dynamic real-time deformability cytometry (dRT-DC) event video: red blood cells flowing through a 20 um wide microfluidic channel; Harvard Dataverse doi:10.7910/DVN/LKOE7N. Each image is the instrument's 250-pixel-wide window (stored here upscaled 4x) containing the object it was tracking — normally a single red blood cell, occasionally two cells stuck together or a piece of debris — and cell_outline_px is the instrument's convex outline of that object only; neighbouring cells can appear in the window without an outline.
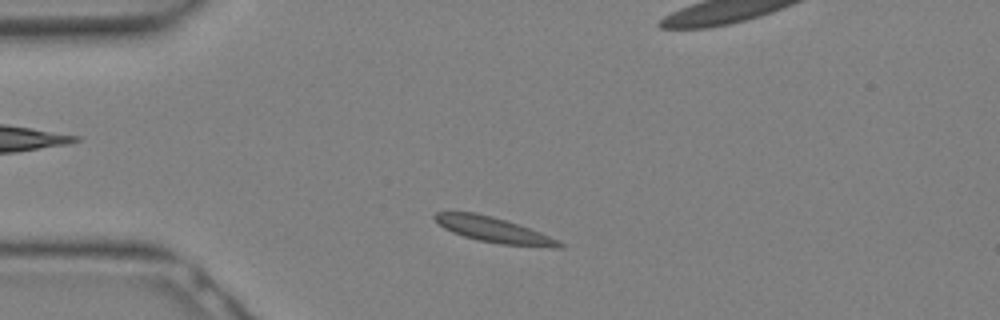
{"species": "Egyptian fruit bat (a non-hibernating species)", "species_latin": "Rousettus aegyptiacus", "temperature_condition": "warm", "stored_images_in_passage": 14, "camera_frame_rate_fps": 3000, "um_per_image_px": 0.085, "animal": {"sex": "female"}, "frame": {"image": 1, "passage_image": 3, "time_ms": 0.667, "image_size_px": [1000, 320], "cell_outline_px": [[564, 248], [552, 248], [500, 244], [480, 240], [464, 236], [452, 232], [444, 228], [432, 216], [436, 212], [476, 212], [492, 216], [540, 232], [560, 240], [564, 244]], "centroid_in_image_um": [42.02, 19.55], "position_along_channel_um": 43.0, "area_um2": 18.26}}
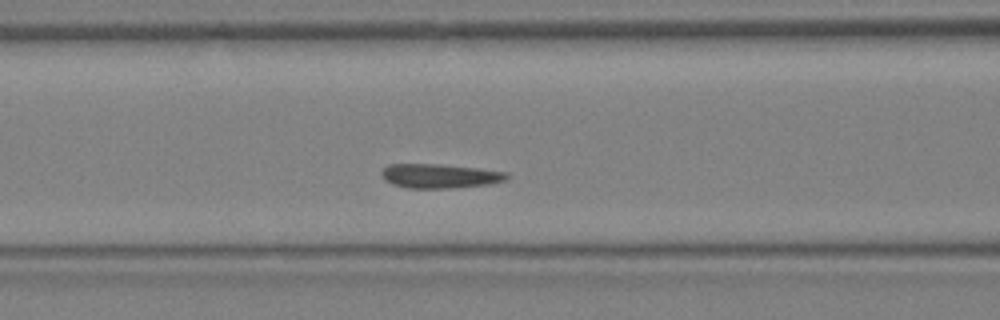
{"frame": {"image": 2, "passage_image": 8, "time_ms": 2.333, "image_size_px": [1000, 320], "cell_outline_px": [[512, 176], [508, 180], [488, 184], [456, 188], [408, 188], [392, 184], [384, 180], [380, 172], [388, 164], [440, 164], [480, 168], [508, 172]], "centroid_in_image_um": [37.43, 14.95], "position_along_channel_um": 129.2, "area_um2": 18.03}}
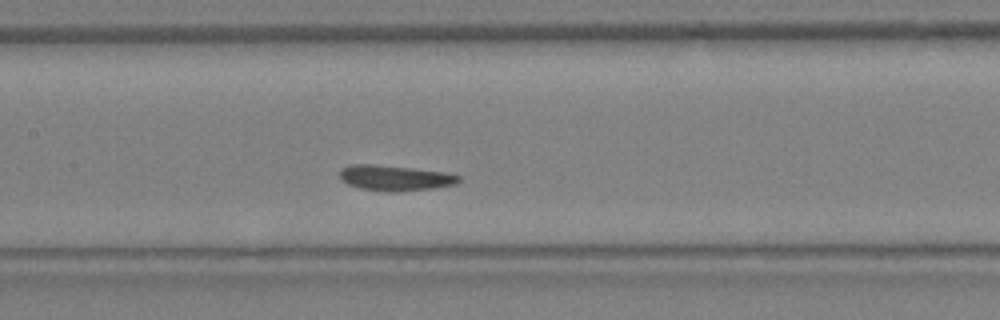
{"frame": {"image": 3, "passage_image": 10, "time_ms": 3.0, "image_size_px": [1000, 320], "cell_outline_px": [[460, 180], [456, 184], [436, 188], [400, 192], [384, 192], [360, 188], [348, 184], [340, 180], [340, 168], [348, 164], [372, 164], [412, 168], [444, 172], [460, 176]], "centroid_in_image_um": [33.54, 15.13], "position_along_channel_um": 173.9, "area_um2": 17.92}}